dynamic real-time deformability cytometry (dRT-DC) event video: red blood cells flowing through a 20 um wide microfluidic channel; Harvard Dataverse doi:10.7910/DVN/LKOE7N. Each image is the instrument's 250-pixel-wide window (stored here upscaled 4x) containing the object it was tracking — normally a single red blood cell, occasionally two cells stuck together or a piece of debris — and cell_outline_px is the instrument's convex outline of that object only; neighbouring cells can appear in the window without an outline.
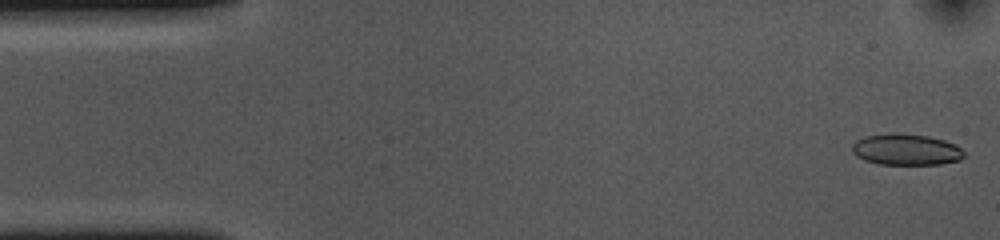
{"species": "common noctule bat (a hibernating species)", "species_latin": "Nyctalus noctula", "temperature_condition": "cold", "stored_images_in_passage": 53, "camera_frame_rate_fps": 3000, "um_per_image_px": 0.085, "animal": {"sex": "female", "body_mass_g": 10.0, "forearm_length_mm": 53.1}, "frame": {"image": 1, "passage_image": 1, "time_ms": 0.0, "image_size_px": [1000, 240], "cell_outline_px": [[964, 156], [960, 160], [940, 164], [880, 164], [864, 160], [856, 156], [852, 152], [852, 144], [856, 140], [864, 136], [928, 136], [944, 140], [956, 144], [964, 152]], "centroid_in_image_um": [77.04, 12.76], "position_along_channel_um": 8.0, "area_um2": 19.59}}
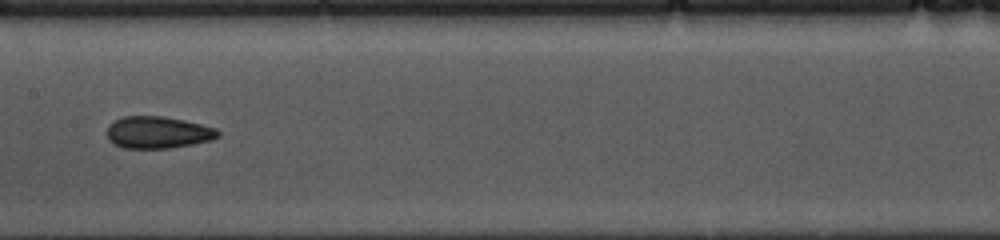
{"frame": {"image": 2, "passage_image": 25, "time_ms": 8.0, "image_size_px": [1000, 240], "cell_outline_px": [[220, 136], [212, 140], [192, 144], [168, 148], [124, 148], [108, 140], [108, 124], [124, 116], [164, 116], [184, 120], [216, 128], [220, 132]], "centroid_in_image_um": [13.44, 11.25], "position_along_channel_um": 194.0, "area_um2": 20.63}}
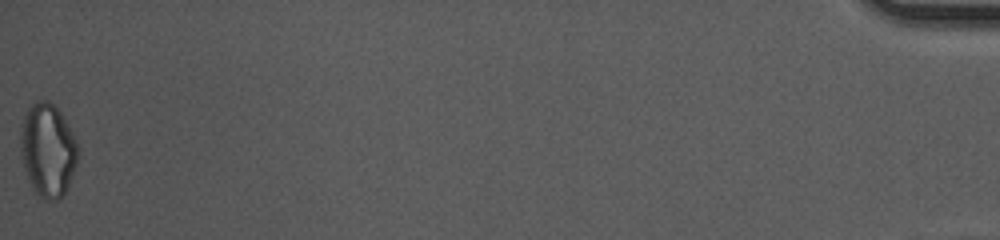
{"frame": {"image": 3, "passage_image": 53, "time_ms": 17.333, "image_size_px": [1000, 240], "cell_outline_px": [[80, 152], [76, 164], [64, 196], [56, 200], [48, 200], [40, 196], [32, 188], [24, 164], [20, 148], [20, 132], [24, 116], [28, 108], [36, 100], [48, 100], [60, 112], [72, 132], [76, 140]], "centroid_in_image_um": [4.08, 12.75], "position_along_channel_um": 431.1, "area_um2": 30.98}, "authors_computed_cell_mechanics": {"area_um2": 20.8658, "velocity_mm_per_s": 3.675, "shape_relaxation_time_tau1_ms": 8.3126, "shape_relaxation_time_tau2_ms": 4.393, "deformation_change_tau1": 0.153, "deformation_change_tau2": 0.1082}}